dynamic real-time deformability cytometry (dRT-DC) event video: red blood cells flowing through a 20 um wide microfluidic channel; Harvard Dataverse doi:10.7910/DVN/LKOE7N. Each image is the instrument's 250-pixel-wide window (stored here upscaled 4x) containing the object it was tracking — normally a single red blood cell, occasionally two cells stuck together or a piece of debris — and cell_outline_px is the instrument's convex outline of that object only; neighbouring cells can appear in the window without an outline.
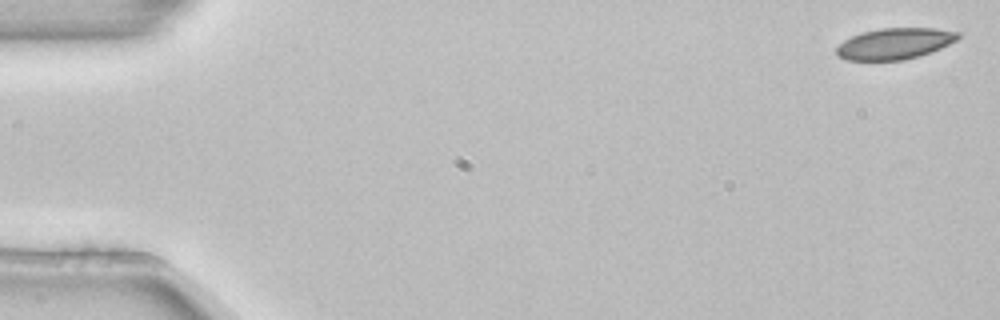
{"species": "common noctule bat (a hibernating species)", "species_latin": "Nyctalus noctula", "temperature_condition": "room temperature", "stored_images_in_passage": 4, "camera_frame_rate_fps": 3000, "um_per_image_px": 0.085, "animal": {"sex": "female", "body_mass_g": 22.7, "forearm_length_mm": 54.2}, "frame": {"image": 1, "passage_image": 1, "time_ms": 0.0, "image_size_px": [1000, 320], "cell_outline_px": [[960, 36], [956, 40], [940, 48], [920, 56], [904, 60], [848, 60], [840, 56], [836, 52], [836, 48], [844, 40], [852, 36], [864, 32], [880, 28], [932, 28], [960, 32]], "centroid_in_image_um": [76.06, 3.71], "position_along_channel_um": 8.9, "area_um2": 21.85}}